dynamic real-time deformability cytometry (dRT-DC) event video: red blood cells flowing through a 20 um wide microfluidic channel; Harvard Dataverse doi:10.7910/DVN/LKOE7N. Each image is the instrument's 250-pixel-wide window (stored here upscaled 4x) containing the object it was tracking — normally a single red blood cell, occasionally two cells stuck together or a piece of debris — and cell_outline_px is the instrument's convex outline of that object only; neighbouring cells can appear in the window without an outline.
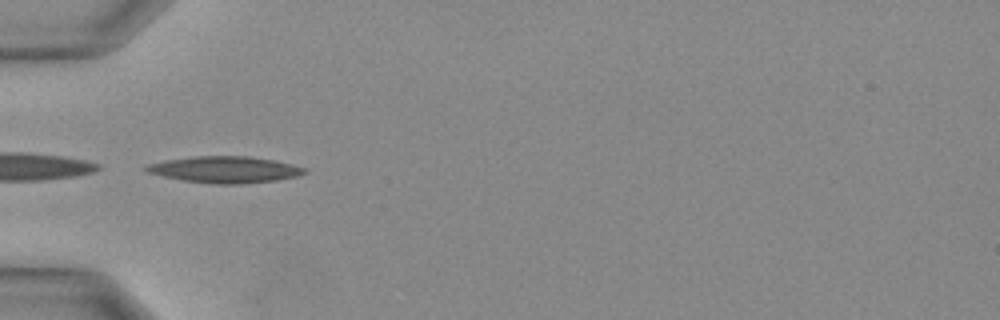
{"species": "Egyptian fruit bat (a non-hibernating species)", "species_latin": "Rousettus aegyptiacus", "temperature_condition": "warm", "stored_images_in_passage": 21, "camera_frame_rate_fps": 3000, "um_per_image_px": 0.085, "animal": {"sex": "female"}, "frame": {"image": 1, "passage_image": 1, "time_ms": 0.0, "image_size_px": [1000, 320], "cell_outline_px": [[308, 172], [296, 176], [276, 180], [240, 184], [216, 184], [184, 180], [164, 176], [148, 172], [144, 168], [148, 164], [164, 160], [196, 156], [248, 156], [272, 160], [292, 164], [304, 168]], "centroid_in_image_um": [19.12, 14.41], "position_along_channel_um": 65.9, "area_um2": 24.1}}